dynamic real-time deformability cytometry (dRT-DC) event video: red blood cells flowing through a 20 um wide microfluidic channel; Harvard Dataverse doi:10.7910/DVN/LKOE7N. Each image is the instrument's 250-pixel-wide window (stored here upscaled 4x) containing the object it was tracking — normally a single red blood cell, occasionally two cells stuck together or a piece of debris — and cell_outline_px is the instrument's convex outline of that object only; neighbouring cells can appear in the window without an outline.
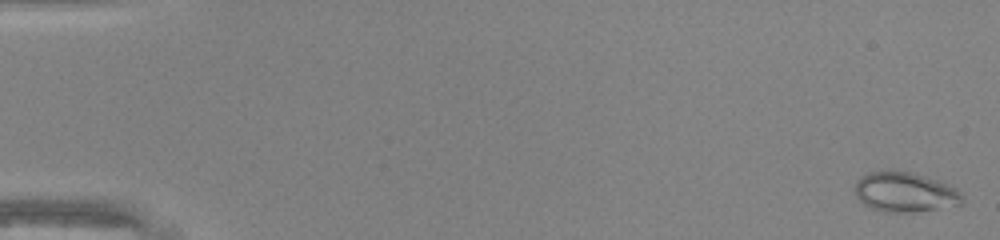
{"species": "common noctule bat (a hibernating species)", "species_latin": "Nyctalus noctula", "temperature_condition": "warm", "stored_images_in_passage": 48, "camera_frame_rate_fps": 3000, "um_per_image_px": 0.085, "animal": {"sex": "male", "body_mass_g": 20.0, "forearm_length_mm": 53.3}, "frame": {"image": 1, "passage_image": 1, "time_ms": 0.0, "image_size_px": [1000, 240], "cell_outline_px": [[964, 204], [912, 212], [884, 212], [868, 208], [856, 196], [856, 180], [860, 176], [868, 172], [888, 168], [896, 168], [912, 172], [940, 180], [964, 192]], "centroid_in_image_um": [76.93, 16.29], "position_along_channel_um": 8.1, "area_um2": 25.84}}
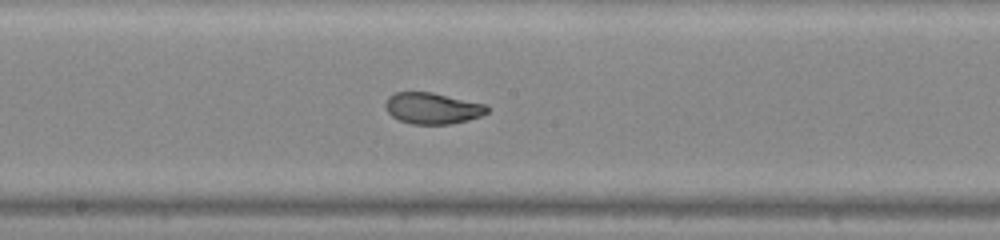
{"frame": {"image": 2, "passage_image": 27, "time_ms": 8.667, "image_size_px": [1000, 240], "cell_outline_px": [[488, 112], [480, 116], [468, 120], [448, 124], [412, 124], [400, 120], [392, 116], [384, 108], [384, 104], [388, 96], [396, 92], [432, 92], [484, 104], [488, 108]], "centroid_in_image_um": [36.72, 9.2], "position_along_channel_um": 211.5, "area_um2": 18.44}}
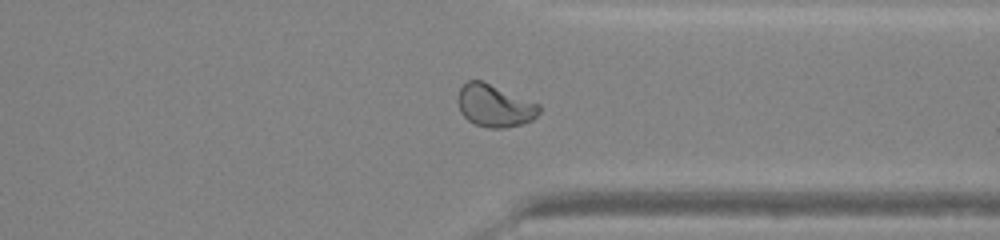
{"frame": {"image": 3, "passage_image": 38, "time_ms": 12.333, "image_size_px": [1000, 240], "cell_outline_px": [[540, 112], [532, 120], [524, 124], [504, 128], [488, 128], [476, 124], [468, 120], [460, 112], [456, 100], [460, 88], [468, 80], [484, 80], [540, 104]], "centroid_in_image_um": [42.04, 8.97], "position_along_channel_um": 369.4, "area_um2": 20.46}, "authors_computed_cell_mechanics": {"area_um2": 20.6346, "velocity_mm_per_s": 4.3084, "shape_relaxation_time_tau1_ms": null, "shape_relaxation_time_tau2_ms": 0.8091, "deformation_change_tau1": null, "deformation_change_tau2": 0.0572}}